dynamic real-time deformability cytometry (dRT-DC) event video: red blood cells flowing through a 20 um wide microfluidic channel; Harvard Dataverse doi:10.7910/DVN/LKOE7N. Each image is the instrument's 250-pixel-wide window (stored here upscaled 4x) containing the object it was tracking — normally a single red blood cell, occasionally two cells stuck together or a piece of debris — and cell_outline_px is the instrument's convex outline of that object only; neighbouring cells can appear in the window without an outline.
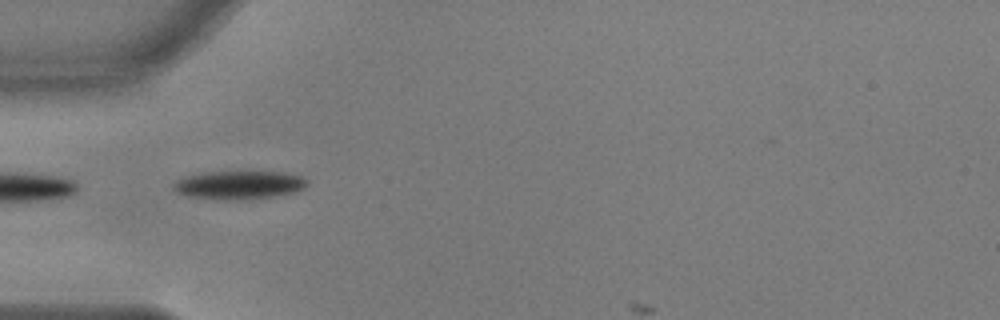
{"species": "common noctule bat (a hibernating species)", "species_latin": "Nyctalus noctula", "temperature_condition": "warm", "stored_images_in_passage": 4, "camera_frame_rate_fps": 3000, "um_per_image_px": 0.085, "animal": {"sex": "male", "body_mass_g": 17.9, "forearm_length_mm": 54.2}, "frame": {"image": 1, "passage_image": 1, "time_ms": 0.0, "image_size_px": [1000, 320], "cell_outline_px": [[308, 184], [304, 188], [296, 192], [272, 196], [244, 200], [216, 200], [188, 196], [172, 188], [172, 184], [176, 180], [184, 176], [204, 172], [280, 172], [300, 176], [308, 180]], "centroid_in_image_um": [20.3, 15.73], "position_along_channel_um": 64.7, "area_um2": 22.2}}